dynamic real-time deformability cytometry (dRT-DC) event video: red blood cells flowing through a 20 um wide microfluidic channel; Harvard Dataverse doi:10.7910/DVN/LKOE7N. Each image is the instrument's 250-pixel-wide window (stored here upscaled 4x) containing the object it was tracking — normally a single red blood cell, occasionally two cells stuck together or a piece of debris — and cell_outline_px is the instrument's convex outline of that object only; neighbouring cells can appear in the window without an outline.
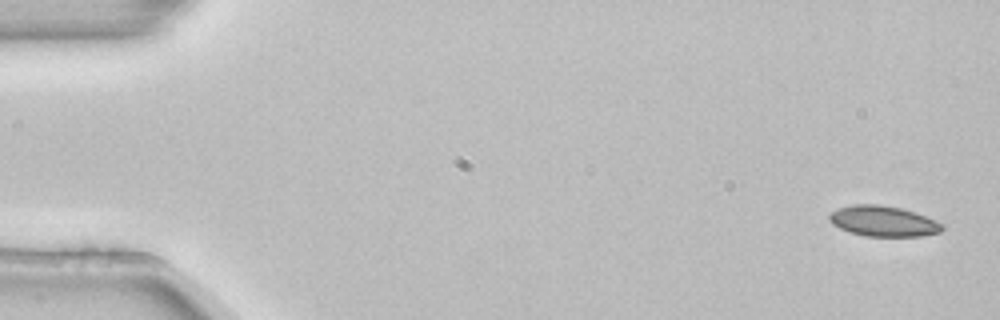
{"species": "common noctule bat (a hibernating species)", "species_latin": "Nyctalus noctula", "temperature_condition": "room temperature", "stored_images_in_passage": 5, "camera_frame_rate_fps": 3000, "um_per_image_px": 0.085, "animal": {"sex": "female", "body_mass_g": 22.7, "forearm_length_mm": 54.2}, "frame": {"image": 1, "passage_image": 1, "time_ms": 0.0, "image_size_px": [1000, 320], "cell_outline_px": [[944, 228], [940, 232], [920, 236], [864, 236], [848, 232], [832, 224], [828, 220], [828, 216], [832, 212], [840, 208], [856, 204], [880, 204], [900, 208], [936, 220], [944, 224]], "centroid_in_image_um": [75.07, 18.81], "position_along_channel_um": 9.9, "area_um2": 20.0}}